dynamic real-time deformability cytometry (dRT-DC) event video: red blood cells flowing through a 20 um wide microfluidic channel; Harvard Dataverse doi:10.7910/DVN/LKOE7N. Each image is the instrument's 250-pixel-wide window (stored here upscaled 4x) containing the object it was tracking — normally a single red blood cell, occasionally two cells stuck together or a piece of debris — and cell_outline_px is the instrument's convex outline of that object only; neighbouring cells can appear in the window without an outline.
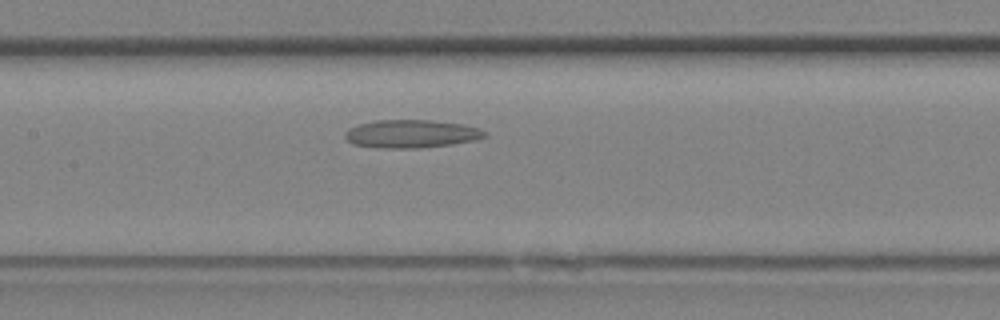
{"species": "Egyptian fruit bat (a non-hibernating species)", "species_latin": "Rousettus aegyptiacus", "temperature_condition": "room temperature", "stored_images_in_passage": 18, "camera_frame_rate_fps": 3000, "um_per_image_px": 0.085, "animal": {"sex": "female"}, "frame": {"image": 1, "passage_image": 7, "time_ms": 2.0, "image_size_px": [1000, 320], "cell_outline_px": [[488, 136], [476, 140], [452, 144], [420, 148], [380, 148], [352, 144], [344, 136], [344, 132], [348, 128], [360, 124], [376, 120], [432, 120], [464, 124], [480, 128], [488, 132]], "centroid_in_image_um": [35.0, 11.37], "position_along_channel_um": 172.4, "area_um2": 23.12}}
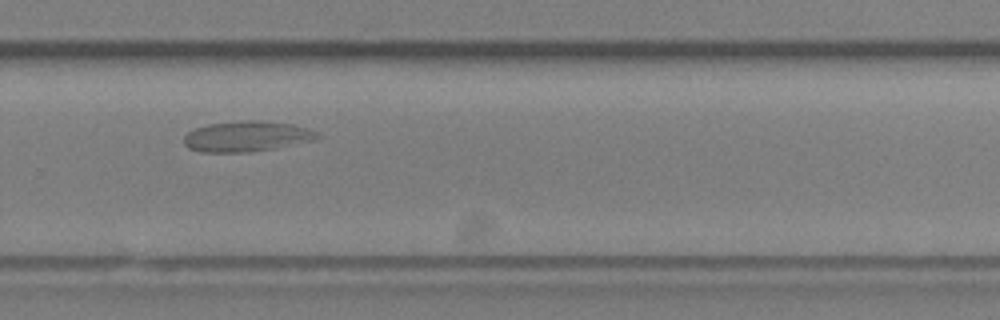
{"frame": {"image": 2, "passage_image": 12, "time_ms": 3.667, "image_size_px": [1000, 320], "cell_outline_px": [[324, 136], [316, 140], [272, 148], [248, 152], [200, 152], [188, 148], [184, 144], [184, 136], [188, 132], [196, 128], [208, 124], [244, 120], [260, 120], [292, 124], [308, 128]], "centroid_in_image_um": [20.98, 11.58], "position_along_channel_um": 308.8, "area_um2": 23.76}}
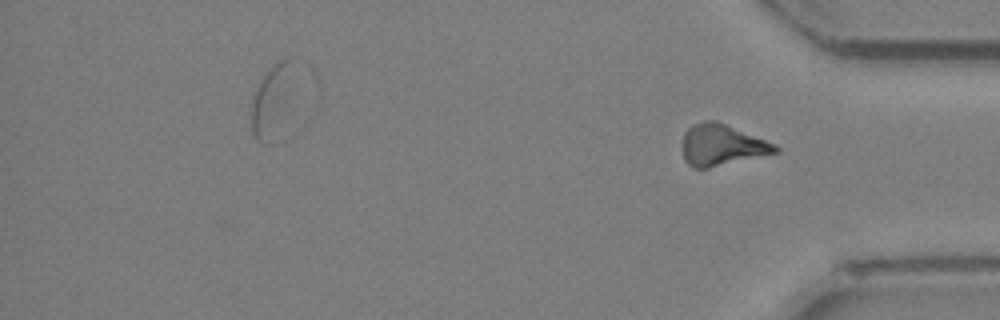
{"frame": {"image": 3, "passage_image": 18, "time_ms": 5.667, "image_size_px": [1000, 320], "cell_outline_px": [[780, 152], [708, 168], [692, 168], [684, 160], [680, 148], [684, 132], [692, 124], [704, 120], [716, 120], [776, 144], [780, 148]], "centroid_in_image_um": [61.31, 12.33], "position_along_channel_um": 373.9, "area_um2": 22.72}}